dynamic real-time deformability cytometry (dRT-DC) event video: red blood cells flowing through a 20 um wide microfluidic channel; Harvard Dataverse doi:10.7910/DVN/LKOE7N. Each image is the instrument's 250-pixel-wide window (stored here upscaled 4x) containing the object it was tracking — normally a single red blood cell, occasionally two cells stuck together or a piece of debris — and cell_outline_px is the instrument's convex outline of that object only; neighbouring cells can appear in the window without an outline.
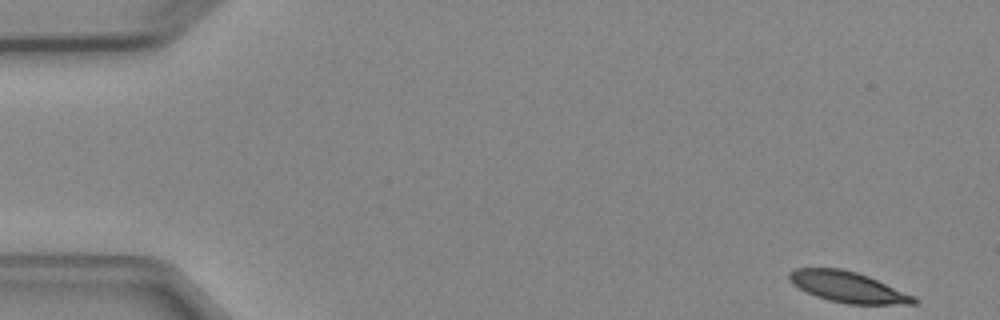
{"species": "Egyptian fruit bat (a non-hibernating species)", "species_latin": "Rousettus aegyptiacus", "temperature_condition": "cold", "stored_images_in_passage": 5, "camera_frame_rate_fps": 3000, "um_per_image_px": 0.085, "animal": {"sex": "female"}, "frame": {"image": 1, "passage_image": 1, "time_ms": 0.0, "image_size_px": [1000, 320], "cell_outline_px": [[920, 300], [916, 304], [848, 304], [828, 300], [816, 296], [792, 284], [788, 280], [788, 272], [796, 268], [840, 268], [856, 272], [868, 276], [916, 296]], "centroid_in_image_um": [72.09, 24.4], "position_along_channel_um": 12.9, "area_um2": 22.43}}
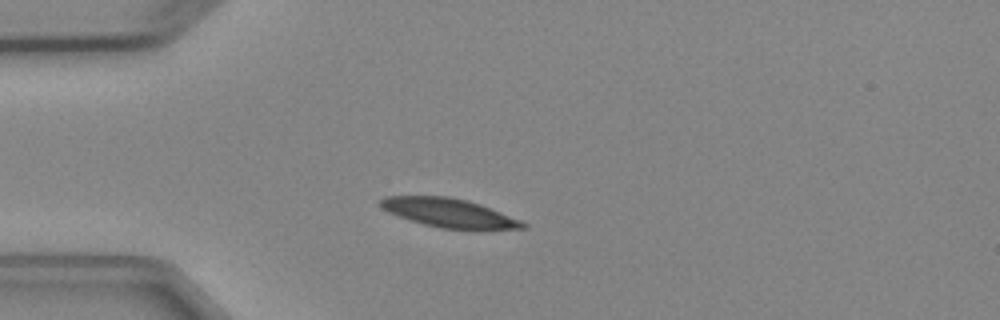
{"frame": {"image": 2, "passage_image": 4, "time_ms": 3.667, "image_size_px": [1000, 320], "cell_outline_px": [[528, 228], [440, 228], [424, 224], [388, 212], [380, 204], [380, 200], [384, 196], [448, 196], [468, 200], [480, 204], [520, 220], [528, 224]], "centroid_in_image_um": [38.15, 18.07], "position_along_channel_um": 46.9, "area_um2": 23.24}}